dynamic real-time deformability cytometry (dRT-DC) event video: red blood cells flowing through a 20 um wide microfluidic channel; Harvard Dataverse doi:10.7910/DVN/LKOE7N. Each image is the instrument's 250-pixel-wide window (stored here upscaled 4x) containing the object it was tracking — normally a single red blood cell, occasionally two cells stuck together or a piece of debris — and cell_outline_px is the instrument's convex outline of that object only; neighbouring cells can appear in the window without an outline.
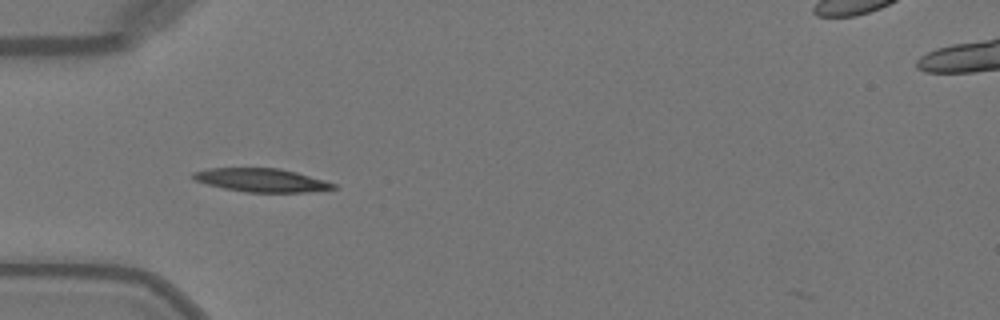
{"species": "Egyptian fruit bat (a non-hibernating species)", "species_latin": "Rousettus aegyptiacus", "temperature_condition": "warm", "stored_images_in_passage": 35, "camera_frame_rate_fps": 3000, "um_per_image_px": 0.085, "animal": {"sex": "female"}, "frame": {"image": 1, "passage_image": 1, "time_ms": 0.0, "image_size_px": [1000, 320], "cell_outline_px": [[340, 188], [308, 192], [244, 192], [224, 188], [192, 180], [192, 172], [208, 168], [280, 168], [296, 172], [324, 180], [336, 184]], "centroid_in_image_um": [22.22, 15.31], "position_along_channel_um": 62.8, "area_um2": 19.25}}
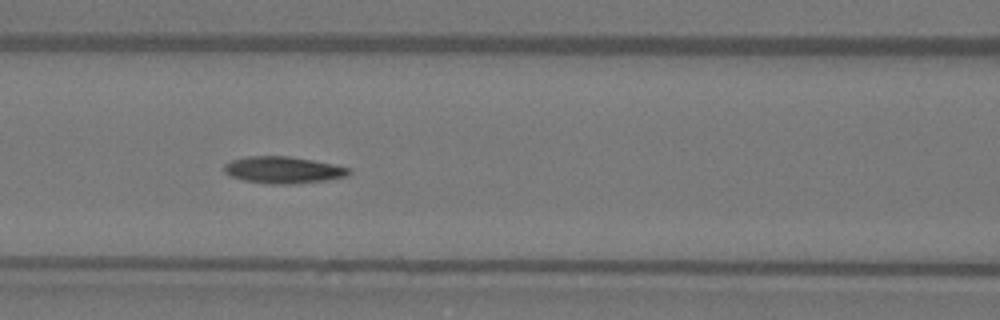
{"frame": {"image": 2, "passage_image": 7, "time_ms": 2.0, "image_size_px": [1000, 320], "cell_outline_px": [[352, 172], [344, 176], [328, 180], [292, 184], [268, 184], [244, 180], [232, 176], [224, 172], [224, 164], [232, 160], [244, 156], [288, 156], [312, 160], [352, 168]], "centroid_in_image_um": [24.07, 14.44], "position_along_channel_um": 142.5, "area_um2": 19.48}}
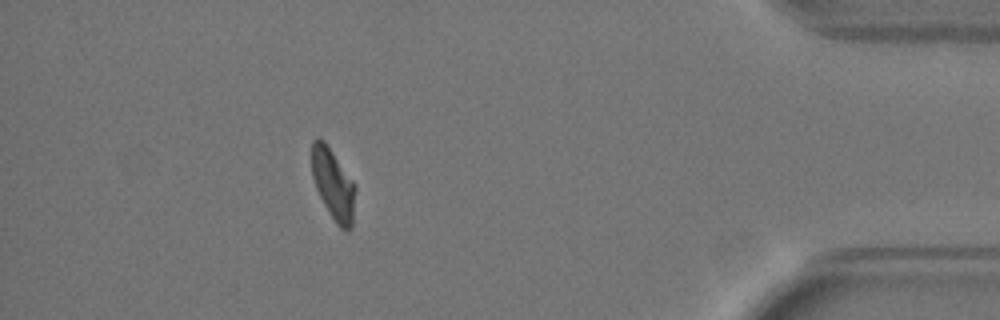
{"frame": {"image": 3, "passage_image": 30, "time_ms": 9.667, "image_size_px": [1000, 320], "cell_outline_px": [[356, 192], [352, 228], [348, 232], [340, 228], [336, 224], [328, 212], [316, 188], [312, 176], [312, 140], [316, 136], [320, 136], [324, 140], [356, 184]], "centroid_in_image_um": [28.34, 15.67], "position_along_channel_um": 406.9, "area_um2": 18.38}}